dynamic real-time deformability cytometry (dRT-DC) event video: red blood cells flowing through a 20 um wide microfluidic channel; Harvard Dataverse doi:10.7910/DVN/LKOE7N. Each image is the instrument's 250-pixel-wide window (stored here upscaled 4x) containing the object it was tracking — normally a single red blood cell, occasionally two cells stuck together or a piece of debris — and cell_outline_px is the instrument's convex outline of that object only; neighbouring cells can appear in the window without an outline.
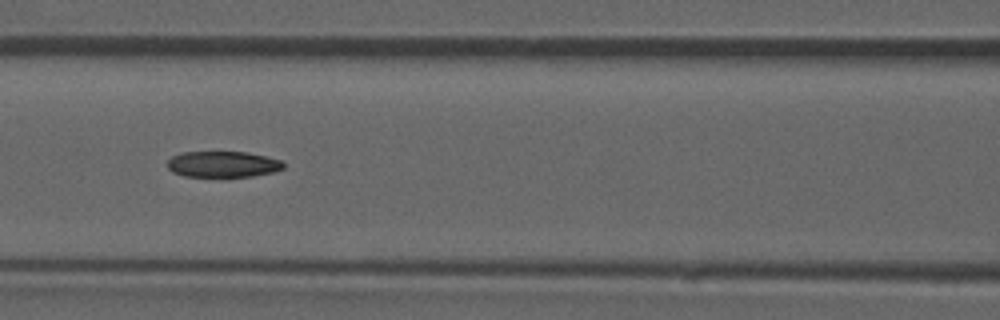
{"species": "common noctule bat (a hibernating species)", "species_latin": "Nyctalus noctula", "temperature_condition": "room temperature", "stored_images_in_passage": 52, "camera_frame_rate_fps": 3000, "um_per_image_px": 0.085, "animal": {"sex": "male", "forearm_length_mm": 52.5}, "frame": {"image": 1, "passage_image": 23, "time_ms": 7.333, "image_size_px": [1000, 320], "cell_outline_px": [[284, 168], [272, 172], [252, 176], [184, 176], [172, 172], [168, 168], [168, 160], [172, 156], [180, 152], [248, 152], [280, 160], [284, 164]], "centroid_in_image_um": [18.91, 13.95], "position_along_channel_um": 147.7, "area_um2": 17.46}, "authors_computed_cell_mechanics": {"area_um2": 18.9584, "velocity_mm_per_s": 3.913, "shape_relaxation_time_tau1_ms": null, "shape_relaxation_time_tau2_ms": 6.2013, "deformation_change_tau1": null, "deformation_change_tau2": 0.1234}}